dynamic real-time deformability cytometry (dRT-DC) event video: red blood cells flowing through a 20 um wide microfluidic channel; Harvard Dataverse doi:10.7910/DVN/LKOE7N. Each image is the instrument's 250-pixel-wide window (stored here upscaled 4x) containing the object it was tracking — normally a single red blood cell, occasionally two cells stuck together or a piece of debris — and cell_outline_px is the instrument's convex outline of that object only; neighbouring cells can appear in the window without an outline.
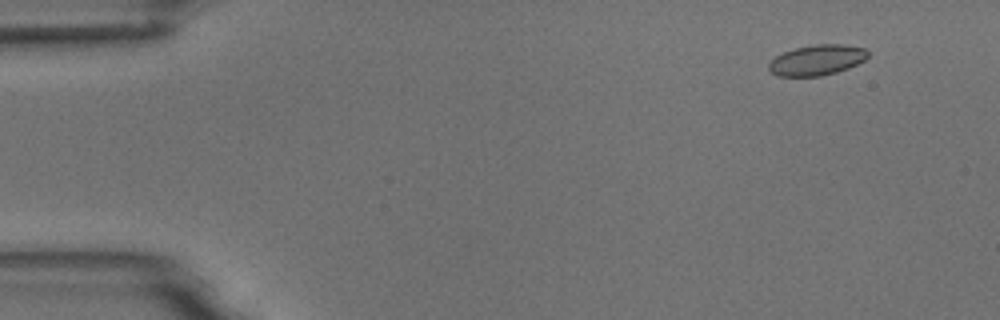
{"species": "common noctule bat (a hibernating species)", "species_latin": "Nyctalus noctula", "temperature_condition": "room temperature", "stored_images_in_passage": 8, "camera_frame_rate_fps": 3000, "um_per_image_px": 0.085, "animal": {"sex": "male", "body_mass_g": 18.8}, "frame": {"image": 1, "passage_image": 2, "time_ms": 1.333, "image_size_px": [1000, 320], "cell_outline_px": [[868, 56], [864, 60], [848, 68], [836, 72], [820, 76], [776, 76], [768, 68], [768, 64], [776, 56], [784, 52], [796, 48], [812, 44], [844, 44], [864, 48], [868, 52]], "centroid_in_image_um": [69.43, 5.1], "position_along_channel_um": 15.6, "area_um2": 17.51}}
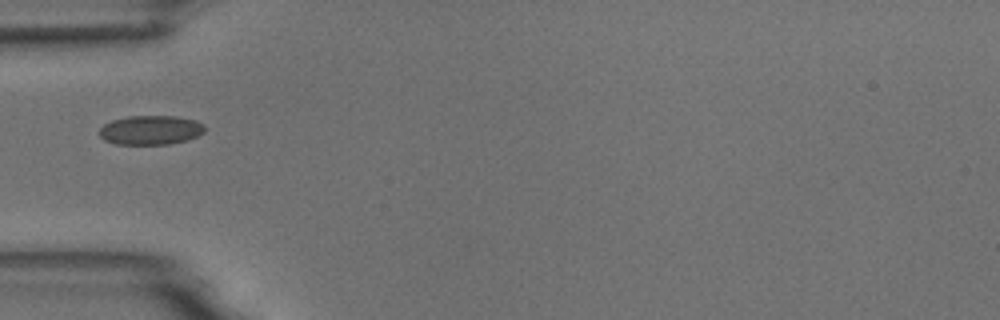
{"frame": {"image": 2, "passage_image": 5, "time_ms": 5.667, "image_size_px": [1000, 320], "cell_outline_px": [[204, 132], [188, 140], [168, 144], [116, 144], [104, 140], [100, 136], [100, 128], [104, 124], [112, 120], [128, 116], [176, 116], [196, 120], [204, 124]], "centroid_in_image_um": [12.81, 11.05], "position_along_channel_um": 72.2, "area_um2": 17.98}}